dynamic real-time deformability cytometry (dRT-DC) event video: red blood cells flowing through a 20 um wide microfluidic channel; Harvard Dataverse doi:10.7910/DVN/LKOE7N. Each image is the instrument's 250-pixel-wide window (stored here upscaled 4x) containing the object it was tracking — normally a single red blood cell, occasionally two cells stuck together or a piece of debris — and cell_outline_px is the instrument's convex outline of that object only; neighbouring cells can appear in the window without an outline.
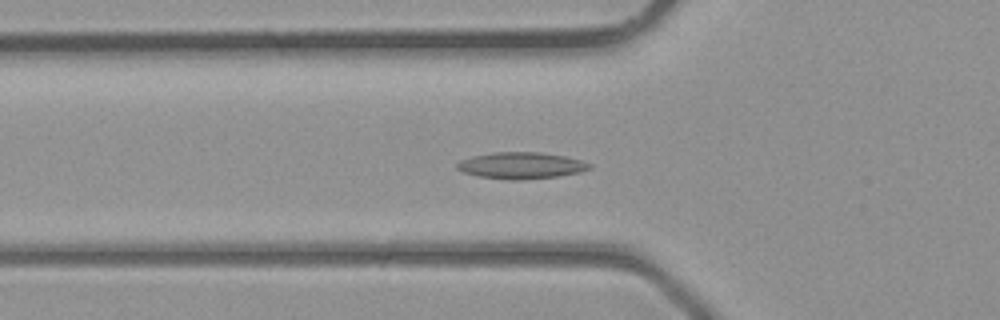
{"species": "common noctule bat (a hibernating species)", "species_latin": "Nyctalus noctula", "temperature_condition": "room temperature", "stored_images_in_passage": 40, "camera_frame_rate_fps": 3000, "um_per_image_px": 0.085, "animal": {"sex": "male", "body_mass_g": 23.1, "forearm_length_mm": 52.7}, "frame": {"image": 1, "passage_image": 14, "time_ms": 4.333, "image_size_px": [1000, 320], "cell_outline_px": [[592, 168], [580, 172], [556, 176], [516, 180], [508, 180], [480, 176], [464, 172], [456, 168], [456, 164], [460, 160], [472, 156], [492, 152], [540, 152], [564, 156], [580, 160], [592, 164]], "centroid_in_image_um": [44.29, 14.06], "position_along_channel_um": 81.5, "area_um2": 20.35}}
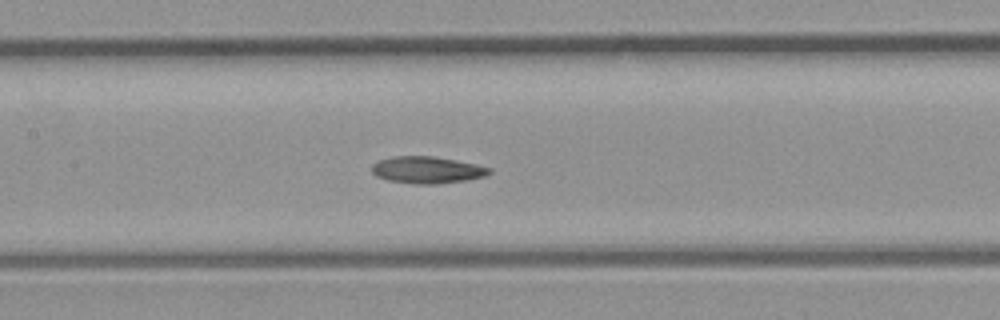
{"frame": {"image": 2, "passage_image": 19, "time_ms": 6.0, "image_size_px": [1000, 320], "cell_outline_px": [[492, 172], [484, 176], [468, 180], [436, 184], [412, 184], [388, 180], [376, 176], [372, 172], [372, 164], [380, 160], [392, 156], [432, 156], [456, 160], [476, 164], [492, 168]], "centroid_in_image_um": [36.31, 14.45], "position_along_channel_um": 171.1, "area_um2": 18.5}}
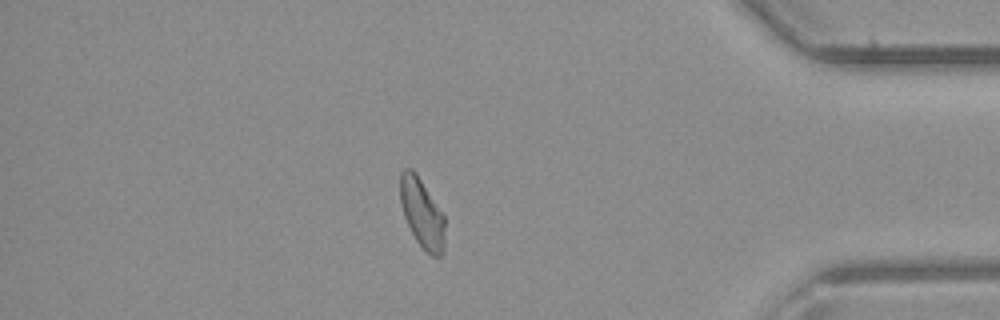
{"frame": {"image": 3, "passage_image": 34, "time_ms": 11.0, "image_size_px": [1000, 320], "cell_outline_px": [[444, 252], [440, 256], [432, 256], [416, 240], [404, 216], [400, 200], [400, 172], [404, 168], [412, 168], [416, 172], [444, 216]], "centroid_in_image_um": [35.86, 18.09], "position_along_channel_um": 399.3, "area_um2": 17.8}}